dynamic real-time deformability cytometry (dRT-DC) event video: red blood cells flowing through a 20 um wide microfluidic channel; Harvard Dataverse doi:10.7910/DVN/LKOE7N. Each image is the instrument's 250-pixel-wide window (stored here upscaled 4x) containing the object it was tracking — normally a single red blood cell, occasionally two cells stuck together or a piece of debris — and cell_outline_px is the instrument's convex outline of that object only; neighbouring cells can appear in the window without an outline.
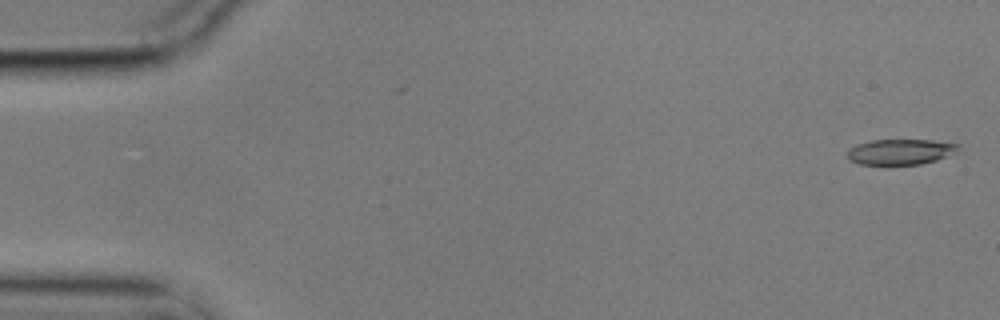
{"species": "common noctule bat (a hibernating species)", "species_latin": "Nyctalus noctula", "temperature_condition": "cold", "stored_images_in_passage": 57, "camera_frame_rate_fps": 3000, "um_per_image_px": 0.085, "animal": {"sex": "male", "body_mass_g": 17.9}, "frame": {"image": 1, "passage_image": 2, "time_ms": 0.333, "image_size_px": [1000, 320], "cell_outline_px": [[960, 144], [956, 152], [936, 160], [920, 164], [860, 164], [852, 160], [848, 156], [848, 148], [856, 144], [872, 140], [932, 140]], "centroid_in_image_um": [76.54, 12.89], "position_along_channel_um": 8.5, "area_um2": 16.3}}
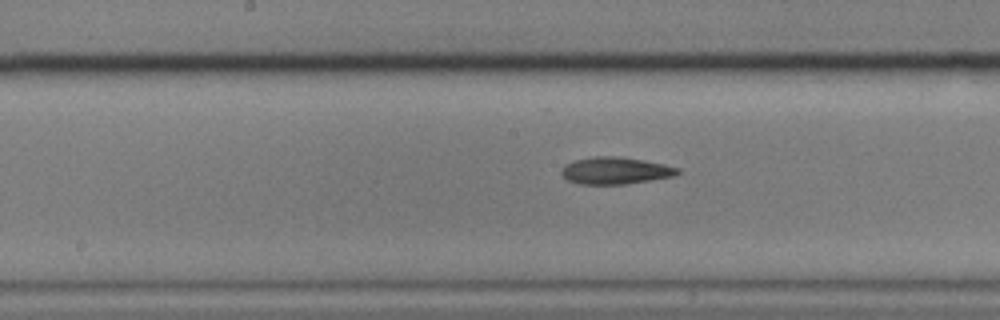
{"frame": {"image": 2, "passage_image": 29, "time_ms": 9.333, "image_size_px": [1000, 320], "cell_outline_px": [[680, 172], [672, 176], [628, 184], [580, 184], [568, 180], [560, 172], [564, 164], [576, 160], [592, 156], [612, 156], [644, 160], [664, 164], [680, 168]], "centroid_in_image_um": [52.29, 14.5], "position_along_channel_um": 195.9, "area_um2": 18.21}}
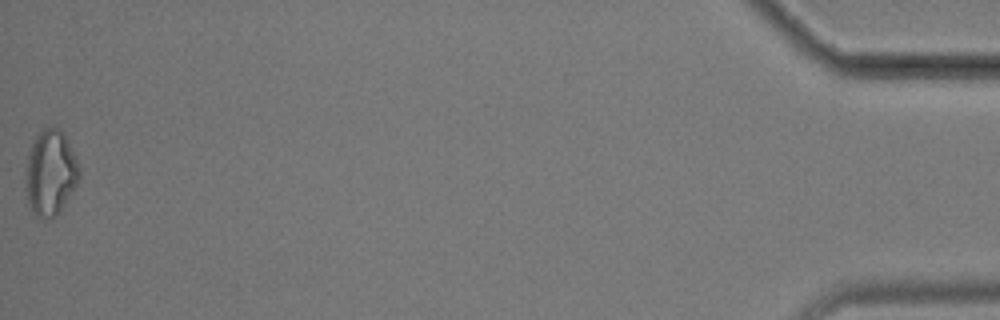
{"frame": {"image": 3, "passage_image": 57, "time_ms": 18.667, "image_size_px": [1000, 320], "cell_outline_px": [[80, 176], [72, 192], [60, 212], [56, 216], [48, 220], [44, 220], [36, 216], [28, 204], [24, 176], [28, 156], [32, 140], [36, 132], [44, 128], [56, 128], [64, 136], [80, 168]], "centroid_in_image_um": [4.25, 14.74], "position_along_channel_um": 431.0, "area_um2": 26.7}, "authors_computed_cell_mechanics": {"area_um2": 18.6116, "velocity_mm_per_s": 3.5368, "shape_relaxation_time_tau1_ms": 6.4351, "shape_relaxation_time_tau2_ms": null, "deformation_change_tau1": 0.1435, "deformation_change_tau2": null}}